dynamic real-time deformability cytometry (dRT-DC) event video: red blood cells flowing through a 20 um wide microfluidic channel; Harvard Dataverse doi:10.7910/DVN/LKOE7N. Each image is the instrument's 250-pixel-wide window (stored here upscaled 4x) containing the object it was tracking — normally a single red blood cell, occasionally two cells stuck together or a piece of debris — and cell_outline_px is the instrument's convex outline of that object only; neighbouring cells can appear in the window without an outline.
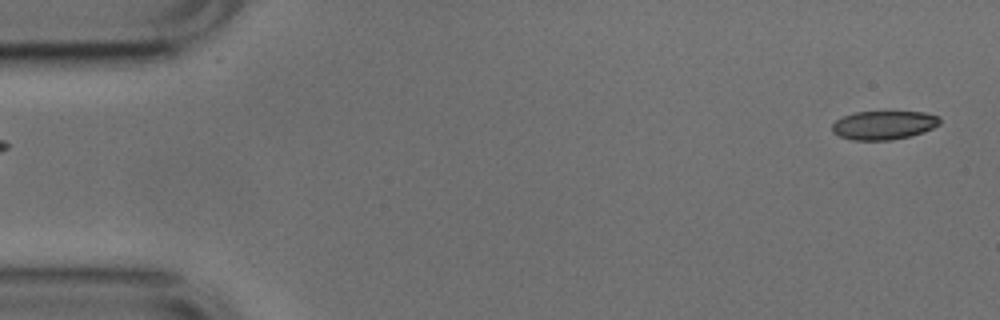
{"species": "common noctule bat (a hibernating species)", "species_latin": "Nyctalus noctula", "temperature_condition": "cold", "stored_images_in_passage": 4, "camera_frame_rate_fps": 3000, "um_per_image_px": 0.085, "animal": {"sex": "male", "body_mass_g": 17.9, "forearm_length_mm": 54.2}, "frame": {"image": 1, "passage_image": 1, "time_ms": 0.0, "image_size_px": [1000, 320], "cell_outline_px": [[940, 124], [924, 132], [908, 136], [888, 140], [852, 140], [840, 136], [832, 132], [832, 124], [836, 120], [844, 116], [856, 112], [924, 112], [940, 116]], "centroid_in_image_um": [75.12, 10.63], "position_along_channel_um": 9.9, "area_um2": 17.92}}
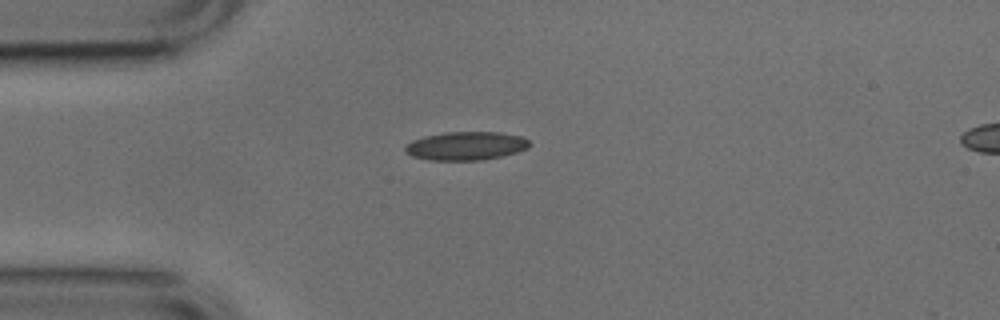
{"frame": {"image": 2, "passage_image": 4, "time_ms": 1.0, "image_size_px": [1000, 320], "cell_outline_px": [[532, 144], [528, 148], [516, 152], [500, 156], [480, 160], [428, 160], [412, 156], [404, 152], [404, 148], [412, 140], [424, 136], [444, 132], [496, 132], [520, 136], [528, 140]], "centroid_in_image_um": [39.58, 12.4], "position_along_channel_um": 45.4, "area_um2": 20.58}}